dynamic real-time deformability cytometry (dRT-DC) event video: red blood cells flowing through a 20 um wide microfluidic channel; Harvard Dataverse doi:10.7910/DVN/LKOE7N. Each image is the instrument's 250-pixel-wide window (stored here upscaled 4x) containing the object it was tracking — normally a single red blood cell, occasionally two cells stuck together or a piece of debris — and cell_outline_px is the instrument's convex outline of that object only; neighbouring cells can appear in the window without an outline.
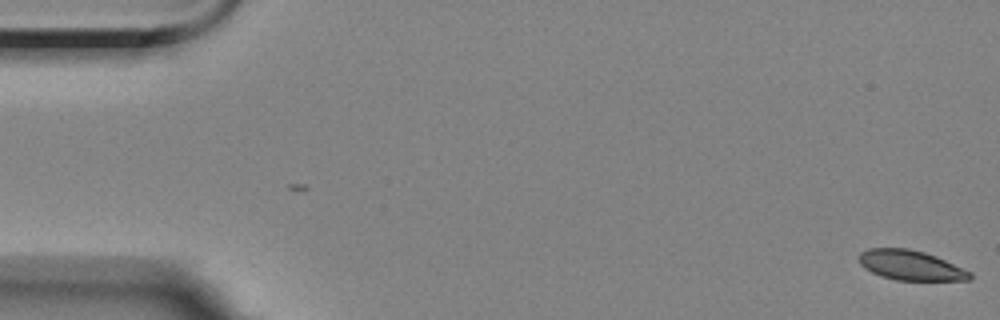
{"species": "Egyptian fruit bat (a non-hibernating species)", "species_latin": "Rousettus aegyptiacus", "temperature_condition": "room temperature", "stored_images_in_passage": 2, "camera_frame_rate_fps": 3000, "um_per_image_px": 0.085, "animal": {"sex": "female"}, "frame": {"image": 1, "passage_image": 2, "time_ms": 1.0, "image_size_px": [1000, 320], "cell_outline_px": [[972, 280], [896, 280], [880, 276], [864, 268], [860, 264], [860, 252], [868, 248], [908, 248], [924, 252], [936, 256], [972, 272]], "centroid_in_image_um": [77.41, 22.55], "position_along_channel_um": 7.6, "area_um2": 19.31}}